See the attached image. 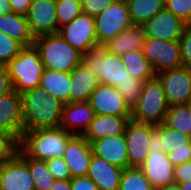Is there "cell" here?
I'll use <instances>...</instances> for the list:
<instances>
[{
    "mask_svg": "<svg viewBox=\"0 0 191 190\" xmlns=\"http://www.w3.org/2000/svg\"><path fill=\"white\" fill-rule=\"evenodd\" d=\"M179 42L181 46L182 65L191 68V29L185 27Z\"/></svg>",
    "mask_w": 191,
    "mask_h": 190,
    "instance_id": "f35d334b",
    "label": "cell"
},
{
    "mask_svg": "<svg viewBox=\"0 0 191 190\" xmlns=\"http://www.w3.org/2000/svg\"><path fill=\"white\" fill-rule=\"evenodd\" d=\"M164 123L175 130L190 135L191 133V103L169 106Z\"/></svg>",
    "mask_w": 191,
    "mask_h": 190,
    "instance_id": "f546056e",
    "label": "cell"
},
{
    "mask_svg": "<svg viewBox=\"0 0 191 190\" xmlns=\"http://www.w3.org/2000/svg\"><path fill=\"white\" fill-rule=\"evenodd\" d=\"M8 159H0V184L2 179L3 167Z\"/></svg>",
    "mask_w": 191,
    "mask_h": 190,
    "instance_id": "816d5d0a",
    "label": "cell"
},
{
    "mask_svg": "<svg viewBox=\"0 0 191 190\" xmlns=\"http://www.w3.org/2000/svg\"><path fill=\"white\" fill-rule=\"evenodd\" d=\"M13 90V84L8 74L6 65L0 64V96Z\"/></svg>",
    "mask_w": 191,
    "mask_h": 190,
    "instance_id": "ee69618b",
    "label": "cell"
},
{
    "mask_svg": "<svg viewBox=\"0 0 191 190\" xmlns=\"http://www.w3.org/2000/svg\"><path fill=\"white\" fill-rule=\"evenodd\" d=\"M143 26L146 37L179 41L186 27V22L164 8L145 22Z\"/></svg>",
    "mask_w": 191,
    "mask_h": 190,
    "instance_id": "5bb4252c",
    "label": "cell"
},
{
    "mask_svg": "<svg viewBox=\"0 0 191 190\" xmlns=\"http://www.w3.org/2000/svg\"><path fill=\"white\" fill-rule=\"evenodd\" d=\"M95 115L131 116V107L116 89L110 85L99 84L88 100Z\"/></svg>",
    "mask_w": 191,
    "mask_h": 190,
    "instance_id": "7c38bea8",
    "label": "cell"
},
{
    "mask_svg": "<svg viewBox=\"0 0 191 190\" xmlns=\"http://www.w3.org/2000/svg\"><path fill=\"white\" fill-rule=\"evenodd\" d=\"M142 52L156 74L183 66L179 41L147 37Z\"/></svg>",
    "mask_w": 191,
    "mask_h": 190,
    "instance_id": "ba28073f",
    "label": "cell"
},
{
    "mask_svg": "<svg viewBox=\"0 0 191 190\" xmlns=\"http://www.w3.org/2000/svg\"><path fill=\"white\" fill-rule=\"evenodd\" d=\"M0 190H35L28 165L17 153L3 167Z\"/></svg>",
    "mask_w": 191,
    "mask_h": 190,
    "instance_id": "e0dca14e",
    "label": "cell"
},
{
    "mask_svg": "<svg viewBox=\"0 0 191 190\" xmlns=\"http://www.w3.org/2000/svg\"><path fill=\"white\" fill-rule=\"evenodd\" d=\"M160 130V144L164 153L169 154L175 150L188 149L190 136L168 127L164 122L156 126Z\"/></svg>",
    "mask_w": 191,
    "mask_h": 190,
    "instance_id": "4dcf8cb0",
    "label": "cell"
},
{
    "mask_svg": "<svg viewBox=\"0 0 191 190\" xmlns=\"http://www.w3.org/2000/svg\"><path fill=\"white\" fill-rule=\"evenodd\" d=\"M181 190H191V181H184L178 183Z\"/></svg>",
    "mask_w": 191,
    "mask_h": 190,
    "instance_id": "f907efd6",
    "label": "cell"
},
{
    "mask_svg": "<svg viewBox=\"0 0 191 190\" xmlns=\"http://www.w3.org/2000/svg\"><path fill=\"white\" fill-rule=\"evenodd\" d=\"M48 170L56 180H68L72 178L69 167L63 157H55L45 160Z\"/></svg>",
    "mask_w": 191,
    "mask_h": 190,
    "instance_id": "8d00e7d4",
    "label": "cell"
},
{
    "mask_svg": "<svg viewBox=\"0 0 191 190\" xmlns=\"http://www.w3.org/2000/svg\"><path fill=\"white\" fill-rule=\"evenodd\" d=\"M169 106L191 103V68L181 66L157 73Z\"/></svg>",
    "mask_w": 191,
    "mask_h": 190,
    "instance_id": "30bf717a",
    "label": "cell"
},
{
    "mask_svg": "<svg viewBox=\"0 0 191 190\" xmlns=\"http://www.w3.org/2000/svg\"><path fill=\"white\" fill-rule=\"evenodd\" d=\"M174 181L177 184L191 181V160L174 167Z\"/></svg>",
    "mask_w": 191,
    "mask_h": 190,
    "instance_id": "b9f144b4",
    "label": "cell"
},
{
    "mask_svg": "<svg viewBox=\"0 0 191 190\" xmlns=\"http://www.w3.org/2000/svg\"><path fill=\"white\" fill-rule=\"evenodd\" d=\"M165 8L184 22L191 16V0H165Z\"/></svg>",
    "mask_w": 191,
    "mask_h": 190,
    "instance_id": "74e56055",
    "label": "cell"
},
{
    "mask_svg": "<svg viewBox=\"0 0 191 190\" xmlns=\"http://www.w3.org/2000/svg\"><path fill=\"white\" fill-rule=\"evenodd\" d=\"M19 141L7 131L0 129V159H10L18 151Z\"/></svg>",
    "mask_w": 191,
    "mask_h": 190,
    "instance_id": "d590c367",
    "label": "cell"
},
{
    "mask_svg": "<svg viewBox=\"0 0 191 190\" xmlns=\"http://www.w3.org/2000/svg\"><path fill=\"white\" fill-rule=\"evenodd\" d=\"M154 189L175 183L174 166L166 153L149 152L139 167Z\"/></svg>",
    "mask_w": 191,
    "mask_h": 190,
    "instance_id": "d6986e66",
    "label": "cell"
},
{
    "mask_svg": "<svg viewBox=\"0 0 191 190\" xmlns=\"http://www.w3.org/2000/svg\"><path fill=\"white\" fill-rule=\"evenodd\" d=\"M11 12L9 0H0V15Z\"/></svg>",
    "mask_w": 191,
    "mask_h": 190,
    "instance_id": "c3c4849f",
    "label": "cell"
},
{
    "mask_svg": "<svg viewBox=\"0 0 191 190\" xmlns=\"http://www.w3.org/2000/svg\"><path fill=\"white\" fill-rule=\"evenodd\" d=\"M186 27L191 29V16L190 18L186 21Z\"/></svg>",
    "mask_w": 191,
    "mask_h": 190,
    "instance_id": "f5cc1de1",
    "label": "cell"
},
{
    "mask_svg": "<svg viewBox=\"0 0 191 190\" xmlns=\"http://www.w3.org/2000/svg\"><path fill=\"white\" fill-rule=\"evenodd\" d=\"M73 136L61 127L25 131L19 141V148L28 157L45 161L63 157L66 145Z\"/></svg>",
    "mask_w": 191,
    "mask_h": 190,
    "instance_id": "7a4b0ae2",
    "label": "cell"
},
{
    "mask_svg": "<svg viewBox=\"0 0 191 190\" xmlns=\"http://www.w3.org/2000/svg\"><path fill=\"white\" fill-rule=\"evenodd\" d=\"M131 116L95 115L82 135L90 144L97 139L124 134Z\"/></svg>",
    "mask_w": 191,
    "mask_h": 190,
    "instance_id": "7402d4cb",
    "label": "cell"
},
{
    "mask_svg": "<svg viewBox=\"0 0 191 190\" xmlns=\"http://www.w3.org/2000/svg\"><path fill=\"white\" fill-rule=\"evenodd\" d=\"M13 13L25 15L28 13L32 0H9Z\"/></svg>",
    "mask_w": 191,
    "mask_h": 190,
    "instance_id": "f6af8a7d",
    "label": "cell"
},
{
    "mask_svg": "<svg viewBox=\"0 0 191 190\" xmlns=\"http://www.w3.org/2000/svg\"><path fill=\"white\" fill-rule=\"evenodd\" d=\"M21 98L24 132L60 127L64 106L60 99L40 87L24 92Z\"/></svg>",
    "mask_w": 191,
    "mask_h": 190,
    "instance_id": "6da1fadb",
    "label": "cell"
},
{
    "mask_svg": "<svg viewBox=\"0 0 191 190\" xmlns=\"http://www.w3.org/2000/svg\"><path fill=\"white\" fill-rule=\"evenodd\" d=\"M6 67L13 89L19 94L39 87L45 69L34 45L24 47Z\"/></svg>",
    "mask_w": 191,
    "mask_h": 190,
    "instance_id": "277c9868",
    "label": "cell"
},
{
    "mask_svg": "<svg viewBox=\"0 0 191 190\" xmlns=\"http://www.w3.org/2000/svg\"><path fill=\"white\" fill-rule=\"evenodd\" d=\"M70 102L88 101L92 91L100 84L99 79L82 63L70 72Z\"/></svg>",
    "mask_w": 191,
    "mask_h": 190,
    "instance_id": "cb8c5ba5",
    "label": "cell"
},
{
    "mask_svg": "<svg viewBox=\"0 0 191 190\" xmlns=\"http://www.w3.org/2000/svg\"><path fill=\"white\" fill-rule=\"evenodd\" d=\"M26 17L34 37L59 32L56 0H32Z\"/></svg>",
    "mask_w": 191,
    "mask_h": 190,
    "instance_id": "4fadbf2b",
    "label": "cell"
},
{
    "mask_svg": "<svg viewBox=\"0 0 191 190\" xmlns=\"http://www.w3.org/2000/svg\"><path fill=\"white\" fill-rule=\"evenodd\" d=\"M118 190H155L143 171L138 167L125 168L122 171Z\"/></svg>",
    "mask_w": 191,
    "mask_h": 190,
    "instance_id": "1f68e13d",
    "label": "cell"
},
{
    "mask_svg": "<svg viewBox=\"0 0 191 190\" xmlns=\"http://www.w3.org/2000/svg\"><path fill=\"white\" fill-rule=\"evenodd\" d=\"M81 13V0H56L58 31L62 26L69 24Z\"/></svg>",
    "mask_w": 191,
    "mask_h": 190,
    "instance_id": "d6a6232c",
    "label": "cell"
},
{
    "mask_svg": "<svg viewBox=\"0 0 191 190\" xmlns=\"http://www.w3.org/2000/svg\"><path fill=\"white\" fill-rule=\"evenodd\" d=\"M35 48L46 69L70 73L82 63V53L74 49L59 34H45L35 37Z\"/></svg>",
    "mask_w": 191,
    "mask_h": 190,
    "instance_id": "3957f363",
    "label": "cell"
},
{
    "mask_svg": "<svg viewBox=\"0 0 191 190\" xmlns=\"http://www.w3.org/2000/svg\"><path fill=\"white\" fill-rule=\"evenodd\" d=\"M146 38L144 26L132 24L113 39L104 43L102 47L108 53L121 56L127 52L142 50Z\"/></svg>",
    "mask_w": 191,
    "mask_h": 190,
    "instance_id": "44dd1931",
    "label": "cell"
},
{
    "mask_svg": "<svg viewBox=\"0 0 191 190\" xmlns=\"http://www.w3.org/2000/svg\"><path fill=\"white\" fill-rule=\"evenodd\" d=\"M0 129L21 140L24 132L22 98L14 89L0 96Z\"/></svg>",
    "mask_w": 191,
    "mask_h": 190,
    "instance_id": "9a60e30c",
    "label": "cell"
},
{
    "mask_svg": "<svg viewBox=\"0 0 191 190\" xmlns=\"http://www.w3.org/2000/svg\"><path fill=\"white\" fill-rule=\"evenodd\" d=\"M94 19L96 40L99 46L113 39L133 24L126 0H115Z\"/></svg>",
    "mask_w": 191,
    "mask_h": 190,
    "instance_id": "52a82bcc",
    "label": "cell"
},
{
    "mask_svg": "<svg viewBox=\"0 0 191 190\" xmlns=\"http://www.w3.org/2000/svg\"><path fill=\"white\" fill-rule=\"evenodd\" d=\"M120 57L132 77L140 80H151L156 77L154 69L143 55L142 50L127 52Z\"/></svg>",
    "mask_w": 191,
    "mask_h": 190,
    "instance_id": "4316f807",
    "label": "cell"
},
{
    "mask_svg": "<svg viewBox=\"0 0 191 190\" xmlns=\"http://www.w3.org/2000/svg\"><path fill=\"white\" fill-rule=\"evenodd\" d=\"M122 171V168L93 154L87 176L97 184L100 190H118Z\"/></svg>",
    "mask_w": 191,
    "mask_h": 190,
    "instance_id": "603a6c76",
    "label": "cell"
},
{
    "mask_svg": "<svg viewBox=\"0 0 191 190\" xmlns=\"http://www.w3.org/2000/svg\"><path fill=\"white\" fill-rule=\"evenodd\" d=\"M94 117L88 101L64 103L60 127L72 135L82 136Z\"/></svg>",
    "mask_w": 191,
    "mask_h": 190,
    "instance_id": "ac0fdd59",
    "label": "cell"
},
{
    "mask_svg": "<svg viewBox=\"0 0 191 190\" xmlns=\"http://www.w3.org/2000/svg\"><path fill=\"white\" fill-rule=\"evenodd\" d=\"M39 87L53 97L60 99L63 103L70 102V73L45 68Z\"/></svg>",
    "mask_w": 191,
    "mask_h": 190,
    "instance_id": "484cf974",
    "label": "cell"
},
{
    "mask_svg": "<svg viewBox=\"0 0 191 190\" xmlns=\"http://www.w3.org/2000/svg\"><path fill=\"white\" fill-rule=\"evenodd\" d=\"M58 33L82 54L99 46L96 40L94 16L83 12L69 24L62 26Z\"/></svg>",
    "mask_w": 191,
    "mask_h": 190,
    "instance_id": "9c48e42d",
    "label": "cell"
},
{
    "mask_svg": "<svg viewBox=\"0 0 191 190\" xmlns=\"http://www.w3.org/2000/svg\"><path fill=\"white\" fill-rule=\"evenodd\" d=\"M24 46L0 31V64L7 65Z\"/></svg>",
    "mask_w": 191,
    "mask_h": 190,
    "instance_id": "836d02e7",
    "label": "cell"
},
{
    "mask_svg": "<svg viewBox=\"0 0 191 190\" xmlns=\"http://www.w3.org/2000/svg\"><path fill=\"white\" fill-rule=\"evenodd\" d=\"M50 190H71V179H68V180H56L55 179Z\"/></svg>",
    "mask_w": 191,
    "mask_h": 190,
    "instance_id": "7dc6e473",
    "label": "cell"
},
{
    "mask_svg": "<svg viewBox=\"0 0 191 190\" xmlns=\"http://www.w3.org/2000/svg\"><path fill=\"white\" fill-rule=\"evenodd\" d=\"M155 190H181L179 184L177 183H172L169 185H165L163 187L157 188Z\"/></svg>",
    "mask_w": 191,
    "mask_h": 190,
    "instance_id": "681fc988",
    "label": "cell"
},
{
    "mask_svg": "<svg viewBox=\"0 0 191 190\" xmlns=\"http://www.w3.org/2000/svg\"><path fill=\"white\" fill-rule=\"evenodd\" d=\"M114 1L115 0H81L82 12L95 17Z\"/></svg>",
    "mask_w": 191,
    "mask_h": 190,
    "instance_id": "ab89813d",
    "label": "cell"
},
{
    "mask_svg": "<svg viewBox=\"0 0 191 190\" xmlns=\"http://www.w3.org/2000/svg\"><path fill=\"white\" fill-rule=\"evenodd\" d=\"M71 190H100L97 184L88 176L71 178Z\"/></svg>",
    "mask_w": 191,
    "mask_h": 190,
    "instance_id": "60d3db41",
    "label": "cell"
},
{
    "mask_svg": "<svg viewBox=\"0 0 191 190\" xmlns=\"http://www.w3.org/2000/svg\"><path fill=\"white\" fill-rule=\"evenodd\" d=\"M93 155L91 144L83 137L74 135L67 143L63 159L73 177L87 176Z\"/></svg>",
    "mask_w": 191,
    "mask_h": 190,
    "instance_id": "2e32d148",
    "label": "cell"
},
{
    "mask_svg": "<svg viewBox=\"0 0 191 190\" xmlns=\"http://www.w3.org/2000/svg\"><path fill=\"white\" fill-rule=\"evenodd\" d=\"M91 147L94 155L119 168H128V153L124 134L94 140Z\"/></svg>",
    "mask_w": 191,
    "mask_h": 190,
    "instance_id": "ffe728a7",
    "label": "cell"
},
{
    "mask_svg": "<svg viewBox=\"0 0 191 190\" xmlns=\"http://www.w3.org/2000/svg\"><path fill=\"white\" fill-rule=\"evenodd\" d=\"M149 152L163 153L164 148L160 144V130L155 126V129L151 132L149 140Z\"/></svg>",
    "mask_w": 191,
    "mask_h": 190,
    "instance_id": "bcb514c9",
    "label": "cell"
},
{
    "mask_svg": "<svg viewBox=\"0 0 191 190\" xmlns=\"http://www.w3.org/2000/svg\"><path fill=\"white\" fill-rule=\"evenodd\" d=\"M147 80H140L136 78L134 81H125L116 86V89L125 99L130 107H132L139 99L140 94L144 88Z\"/></svg>",
    "mask_w": 191,
    "mask_h": 190,
    "instance_id": "e575fe53",
    "label": "cell"
},
{
    "mask_svg": "<svg viewBox=\"0 0 191 190\" xmlns=\"http://www.w3.org/2000/svg\"><path fill=\"white\" fill-rule=\"evenodd\" d=\"M133 24L143 25L160 10L165 8V0H126Z\"/></svg>",
    "mask_w": 191,
    "mask_h": 190,
    "instance_id": "83f0119b",
    "label": "cell"
},
{
    "mask_svg": "<svg viewBox=\"0 0 191 190\" xmlns=\"http://www.w3.org/2000/svg\"><path fill=\"white\" fill-rule=\"evenodd\" d=\"M154 125L129 120L125 127L128 168L140 167L149 154V140Z\"/></svg>",
    "mask_w": 191,
    "mask_h": 190,
    "instance_id": "8fae6325",
    "label": "cell"
},
{
    "mask_svg": "<svg viewBox=\"0 0 191 190\" xmlns=\"http://www.w3.org/2000/svg\"><path fill=\"white\" fill-rule=\"evenodd\" d=\"M167 155L174 167L184 162L190 161L191 160V142L188 143V149L175 150Z\"/></svg>",
    "mask_w": 191,
    "mask_h": 190,
    "instance_id": "7bdbcfd3",
    "label": "cell"
},
{
    "mask_svg": "<svg viewBox=\"0 0 191 190\" xmlns=\"http://www.w3.org/2000/svg\"><path fill=\"white\" fill-rule=\"evenodd\" d=\"M82 64L104 85L116 87L125 81L136 79L128 73L120 56L108 53L102 46L82 54Z\"/></svg>",
    "mask_w": 191,
    "mask_h": 190,
    "instance_id": "8992f818",
    "label": "cell"
},
{
    "mask_svg": "<svg viewBox=\"0 0 191 190\" xmlns=\"http://www.w3.org/2000/svg\"><path fill=\"white\" fill-rule=\"evenodd\" d=\"M169 104L157 77L147 80L139 99L131 107V120L157 126L165 121Z\"/></svg>",
    "mask_w": 191,
    "mask_h": 190,
    "instance_id": "5b68a950",
    "label": "cell"
},
{
    "mask_svg": "<svg viewBox=\"0 0 191 190\" xmlns=\"http://www.w3.org/2000/svg\"><path fill=\"white\" fill-rule=\"evenodd\" d=\"M17 154L26 162L35 183V190H50L55 178L48 170L46 161L28 157L20 148Z\"/></svg>",
    "mask_w": 191,
    "mask_h": 190,
    "instance_id": "f1b7e54d",
    "label": "cell"
},
{
    "mask_svg": "<svg viewBox=\"0 0 191 190\" xmlns=\"http://www.w3.org/2000/svg\"><path fill=\"white\" fill-rule=\"evenodd\" d=\"M0 31L20 42L24 47L32 46L35 37L31 33L27 17L12 11L0 15Z\"/></svg>",
    "mask_w": 191,
    "mask_h": 190,
    "instance_id": "d4e9b609",
    "label": "cell"
}]
</instances>
